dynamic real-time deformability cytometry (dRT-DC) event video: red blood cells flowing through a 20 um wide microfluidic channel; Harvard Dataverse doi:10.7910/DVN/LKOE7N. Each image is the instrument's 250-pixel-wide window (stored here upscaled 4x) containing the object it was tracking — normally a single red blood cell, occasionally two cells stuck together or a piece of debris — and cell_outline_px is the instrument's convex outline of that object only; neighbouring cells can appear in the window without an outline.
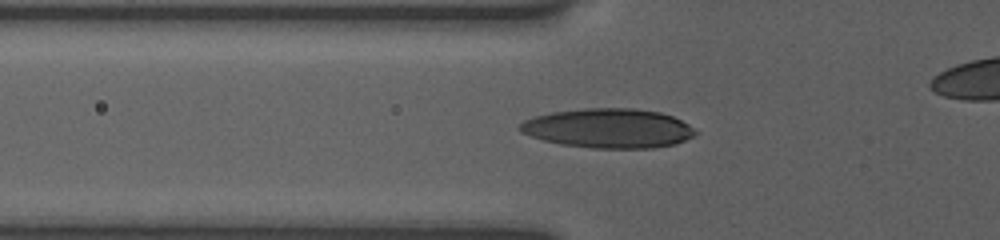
{"species": "human", "species_latin": "Homo sapiens", "temperature_condition": "room temperature", "stored_images_in_passage": 18, "camera_frame_rate_fps": 3000, "um_per_image_px": 0.085, "donor": {"sex": "female"}, "frame": {"image": 1, "passage_image": 2, "time_ms": 0.333, "image_size_px": [1000, 240], "cell_outline_px": [[700, 132], [676, 144], [652, 148], [592, 148], [560, 144], [544, 140], [520, 132], [520, 124], [524, 120], [536, 116], [552, 112], [584, 108], [632, 108], [660, 112], [672, 116], [688, 124]], "centroid_in_image_um": [51.74, 10.9], "position_along_channel_um": 74.1, "area_um2": 40.23}}
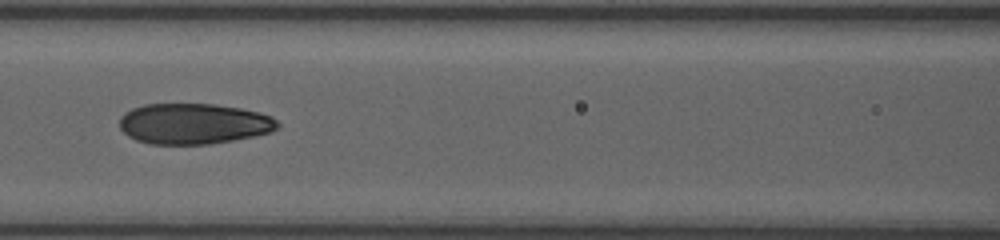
{"frame": {"image": 2, "passage_image": 12, "time_ms": 2.333, "image_size_px": [1000, 240], "cell_outline_px": [[280, 124], [272, 132], [232, 140], [208, 144], [152, 144], [136, 140], [128, 136], [120, 128], [120, 116], [124, 112], [132, 108], [144, 104], [216, 104], [240, 108], [260, 112], [272, 116]], "centroid_in_image_um": [16.45, 10.51], "position_along_channel_um": 150.1, "area_um2": 37.57}}
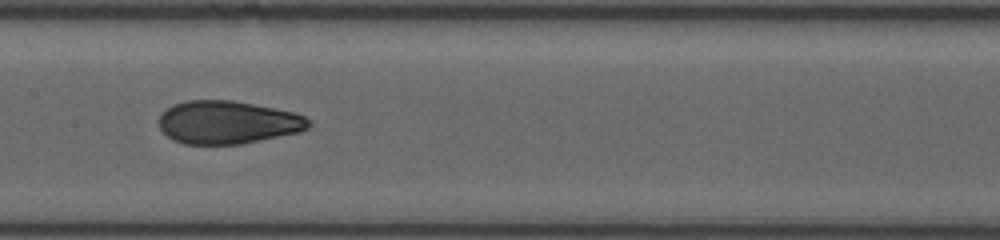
{"frame": {"image": 3, "passage_image": 17, "time_ms": 3.333, "image_size_px": [1000, 240], "cell_outline_px": [[312, 124], [308, 128], [300, 132], [240, 144], [184, 144], [172, 140], [160, 128], [160, 116], [172, 104], [188, 100], [232, 100], [296, 112], [312, 120]], "centroid_in_image_um": [19.39, 10.39], "position_along_channel_um": 188.0, "area_um2": 37.63}}